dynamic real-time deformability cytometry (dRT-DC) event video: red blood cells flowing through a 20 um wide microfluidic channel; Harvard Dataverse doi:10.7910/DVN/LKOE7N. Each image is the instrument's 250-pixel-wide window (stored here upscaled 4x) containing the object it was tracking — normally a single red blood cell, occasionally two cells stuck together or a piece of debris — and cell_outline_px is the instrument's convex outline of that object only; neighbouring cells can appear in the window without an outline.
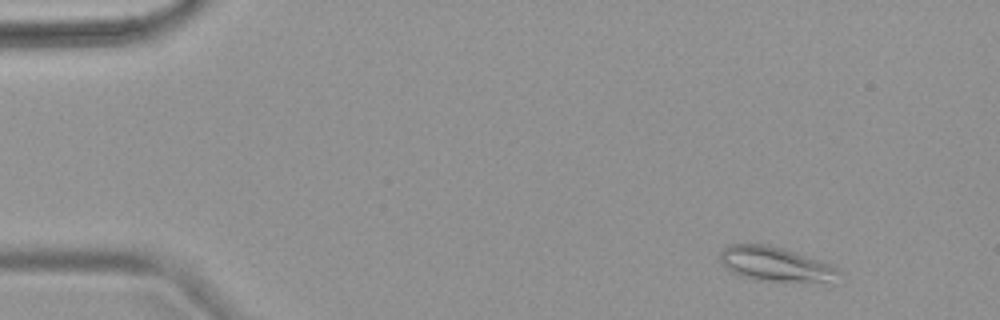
{"species": "common noctule bat (a hibernating species)", "species_latin": "Nyctalus noctula", "temperature_condition": "warm", "stored_images_in_passage": 4, "camera_frame_rate_fps": 3000, "um_per_image_px": 0.085, "animal": {"sex": "female", "body_mass_g": 18.4}, "frame": {"image": 1, "passage_image": 2, "time_ms": 1.333, "image_size_px": [1000, 320], "cell_outline_px": [[844, 276], [836, 284], [752, 280], [740, 276], [732, 272], [720, 264], [720, 252], [728, 244], [768, 244], [784, 248], [820, 260], [836, 268]], "centroid_in_image_um": [66.01, 22.5], "position_along_channel_um": 19.0, "area_um2": 24.91}}